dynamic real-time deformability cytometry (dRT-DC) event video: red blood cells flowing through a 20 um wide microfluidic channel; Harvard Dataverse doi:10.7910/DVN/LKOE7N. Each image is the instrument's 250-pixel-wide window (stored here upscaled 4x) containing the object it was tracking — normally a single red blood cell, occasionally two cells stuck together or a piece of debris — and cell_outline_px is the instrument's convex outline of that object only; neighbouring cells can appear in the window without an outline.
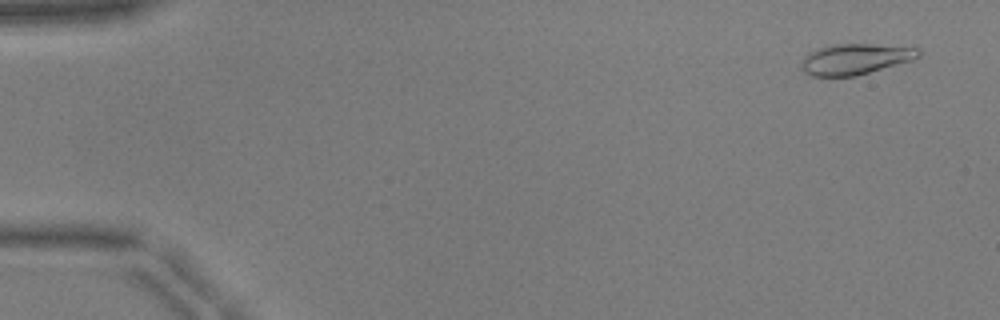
{"species": "common noctule bat (a hibernating species)", "species_latin": "Nyctalus noctula", "temperature_condition": "warm", "stored_images_in_passage": 43, "camera_frame_rate_fps": 3000, "um_per_image_px": 0.085, "animal": {"sex": "male", "body_mass_g": 17.9, "forearm_length_mm": 54.2}, "frame": {"image": 1, "passage_image": 3, "time_ms": 0.667, "image_size_px": [1000, 320], "cell_outline_px": [[920, 56], [912, 60], [856, 76], [812, 76], [804, 72], [804, 60], [808, 52], [820, 48], [836, 44], [872, 44], [916, 48], [920, 52]], "centroid_in_image_um": [72.72, 5.02], "position_along_channel_um": 12.3, "area_um2": 20.52}}
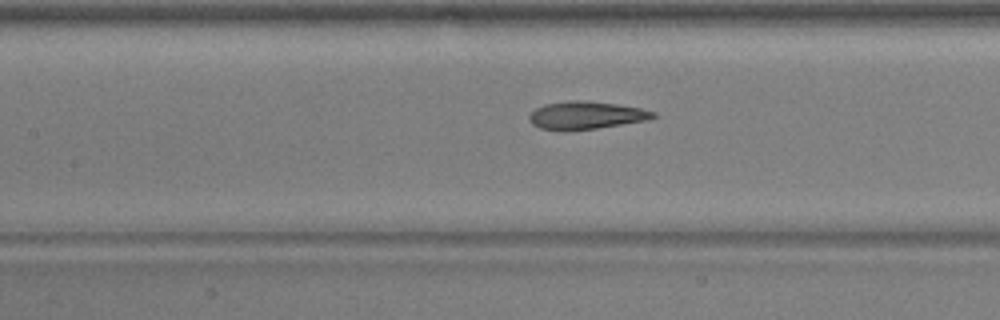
{"frame": {"image": 2, "passage_image": 24, "time_ms": 7.667, "image_size_px": [1000, 320], "cell_outline_px": [[656, 116], [648, 120], [572, 132], [560, 132], [540, 128], [532, 124], [528, 120], [528, 116], [536, 108], [544, 104], [568, 100], [584, 100], [616, 104], [640, 108], [656, 112]], "centroid_in_image_um": [49.76, 9.82], "position_along_channel_um": 157.6, "area_um2": 20.52}}
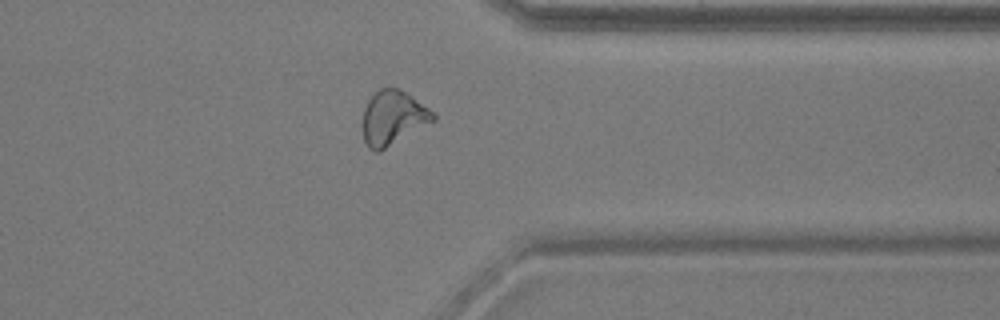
{"frame": {"image": 3, "passage_image": 41, "time_ms": 13.333, "image_size_px": [1000, 320], "cell_outline_px": [[436, 120], [380, 152], [376, 152], [368, 148], [364, 140], [360, 124], [364, 108], [368, 100], [380, 88], [400, 88], [428, 108], [436, 116]], "centroid_in_image_um": [33.36, 10.04], "position_along_channel_um": 378.0, "area_um2": 22.54}}